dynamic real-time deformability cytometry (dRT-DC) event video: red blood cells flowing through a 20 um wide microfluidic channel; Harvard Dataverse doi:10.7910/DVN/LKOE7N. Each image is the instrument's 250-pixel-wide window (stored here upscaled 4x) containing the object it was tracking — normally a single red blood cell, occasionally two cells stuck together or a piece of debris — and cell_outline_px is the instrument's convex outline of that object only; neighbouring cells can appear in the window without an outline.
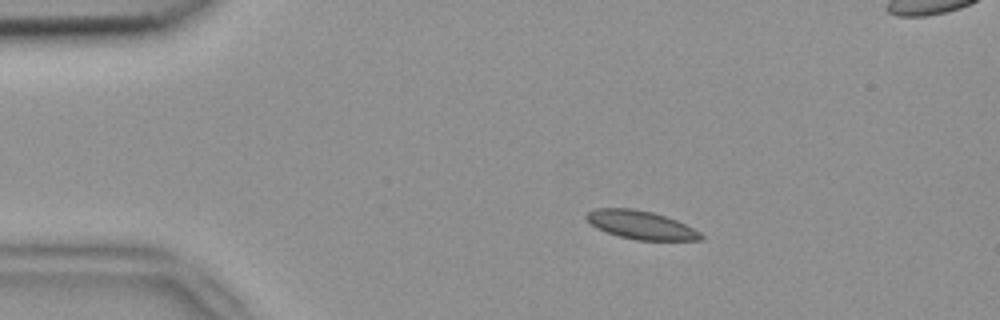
{"species": "common noctule bat (a hibernating species)", "species_latin": "Nyctalus noctula", "temperature_condition": "room temperature", "stored_images_in_passage": 5, "camera_frame_rate_fps": 3000, "um_per_image_px": 0.085, "animal": {"sex": "female", "body_mass_g": 18.4}, "frame": {"image": 1, "passage_image": 3, "time_ms": 0.667, "image_size_px": [1000, 320], "cell_outline_px": [[704, 240], [636, 240], [620, 236], [596, 228], [584, 220], [584, 216], [588, 212], [596, 208], [632, 208], [652, 212], [676, 220], [700, 232], [704, 236]], "centroid_in_image_um": [54.44, 19.12], "position_along_channel_um": 30.6, "area_um2": 18.9}}